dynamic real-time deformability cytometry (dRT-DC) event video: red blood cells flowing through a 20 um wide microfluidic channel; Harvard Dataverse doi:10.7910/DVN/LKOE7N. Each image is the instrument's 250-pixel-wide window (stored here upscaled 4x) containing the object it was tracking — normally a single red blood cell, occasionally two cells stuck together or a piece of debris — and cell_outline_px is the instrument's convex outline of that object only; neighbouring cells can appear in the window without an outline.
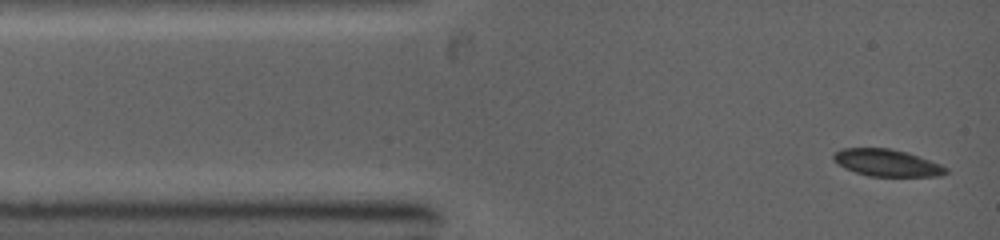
{"species": "common noctule bat (a hibernating species)", "species_latin": "Nyctalus noctula", "temperature_condition": "warm", "stored_images_in_passage": 6, "camera_frame_rate_fps": 5000, "um_per_image_px": 0.085, "animal": {"sex": "female", "body_mass_g": 19.0, "forearm_length_mm": 53.3}, "frame": {"image": 1, "passage_image": 1, "time_ms": 0.0, "image_size_px": [1000, 240], "cell_outline_px": [[948, 172], [940, 176], [868, 176], [844, 168], [832, 160], [832, 152], [844, 148], [888, 148], [908, 152], [940, 164], [948, 168]], "centroid_in_image_um": [75.36, 13.83], "position_along_channel_um": 9.6, "area_um2": 17.8}}
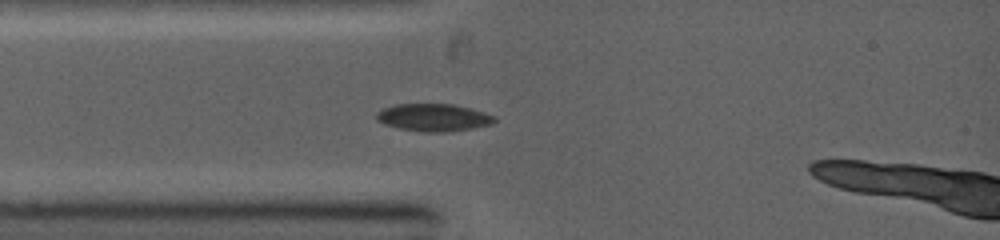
{"frame": {"image": 2, "passage_image": 6, "time_ms": 2.0, "image_size_px": [1000, 240], "cell_outline_px": [[496, 120], [492, 124], [472, 128], [444, 132], [424, 132], [400, 128], [384, 124], [376, 120], [376, 112], [384, 108], [396, 104], [452, 104], [484, 112], [496, 116]], "centroid_in_image_um": [36.84, 9.98], "position_along_channel_um": 48.2, "area_um2": 18.79}}